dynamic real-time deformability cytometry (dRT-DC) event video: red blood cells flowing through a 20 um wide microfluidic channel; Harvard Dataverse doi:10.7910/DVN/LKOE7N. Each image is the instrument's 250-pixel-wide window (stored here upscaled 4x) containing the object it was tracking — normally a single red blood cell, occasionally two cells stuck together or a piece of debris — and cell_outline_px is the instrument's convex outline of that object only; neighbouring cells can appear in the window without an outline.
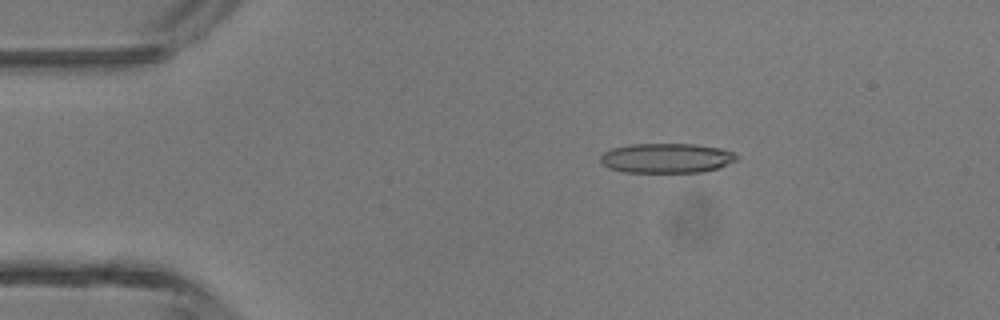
{"species": "common noctule bat (a hibernating species)", "species_latin": "Nyctalus noctula", "temperature_condition": "room temperature", "stored_images_in_passage": 5, "camera_frame_rate_fps": 3000, "um_per_image_px": 0.085, "animal": {"sex": "male", "body_mass_g": 13.3}, "frame": {"image": 1, "passage_image": 3, "time_ms": 2.0, "image_size_px": [1000, 320], "cell_outline_px": [[740, 156], [736, 160], [720, 168], [704, 172], [624, 172], [608, 168], [600, 160], [600, 156], [604, 152], [612, 148], [632, 144], [696, 144], [720, 148], [732, 152]], "centroid_in_image_um": [56.68, 13.44], "position_along_channel_um": 28.3, "area_um2": 23.7}}